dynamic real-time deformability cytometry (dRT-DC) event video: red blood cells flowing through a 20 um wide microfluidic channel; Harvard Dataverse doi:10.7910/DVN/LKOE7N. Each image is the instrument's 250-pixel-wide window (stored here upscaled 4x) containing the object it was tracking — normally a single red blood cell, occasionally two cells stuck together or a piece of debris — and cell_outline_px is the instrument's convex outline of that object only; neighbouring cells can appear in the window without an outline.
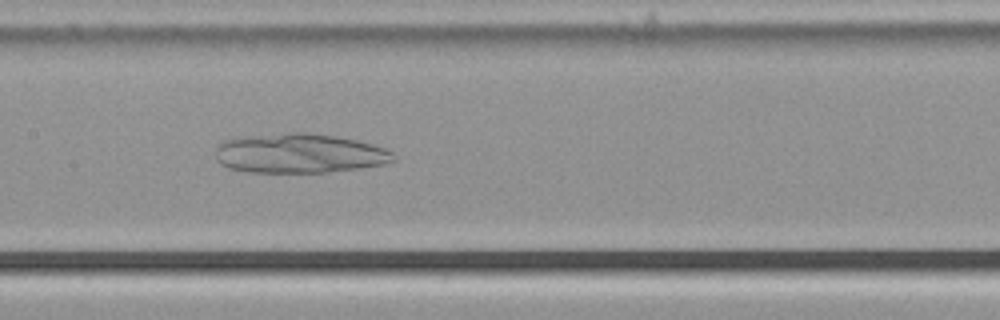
{"species": "common noctule bat (a hibernating species)", "species_latin": "Nyctalus noctula", "temperature_condition": "cold", "stored_images_in_passage": 54, "camera_frame_rate_fps": 3000, "um_per_image_px": 0.085, "animal": {"sex": "male", "body_mass_g": 21.5, "forearm_length_mm": 52.0}, "frame": {"image": 1, "passage_image": 27, "time_ms": 8.667, "image_size_px": [1000, 320], "cell_outline_px": [[396, 160], [388, 164], [360, 168], [328, 172], [248, 172], [228, 168], [220, 164], [216, 160], [216, 144], [224, 140], [236, 136], [288, 132], [304, 132], [336, 136], [356, 140], [388, 148], [392, 152]], "centroid_in_image_um": [25.42, 13.02], "position_along_channel_um": 182.0, "area_um2": 41.67}}
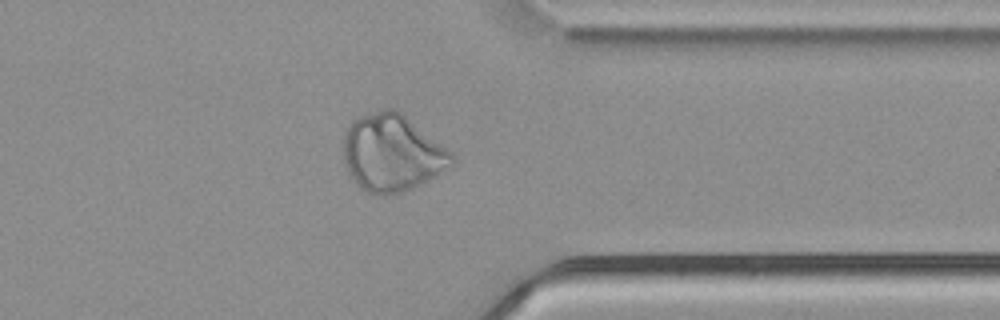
{"frame": {"image": 2, "passage_image": 43, "time_ms": 14.0, "image_size_px": [1000, 320], "cell_outline_px": [[456, 160], [452, 164], [436, 176], [404, 192], [384, 196], [376, 196], [360, 188], [348, 176], [344, 164], [344, 132], [352, 120], [360, 116], [384, 108], [396, 108], [452, 152]], "centroid_in_image_um": [33.29, 13.02], "position_along_channel_um": 378.1, "area_um2": 49.13}}
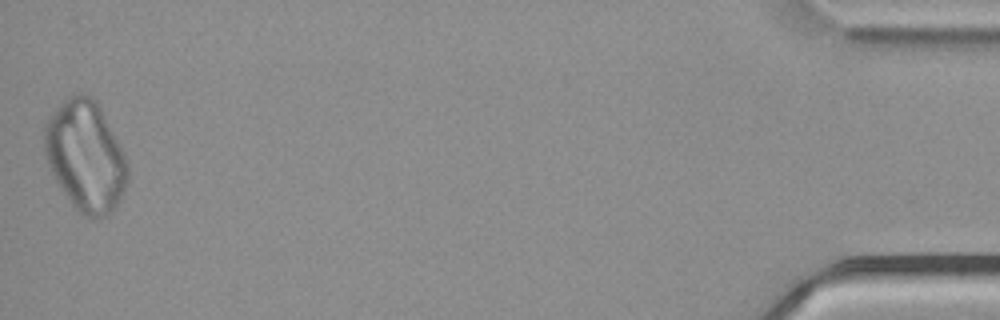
{"frame": {"image": 3, "passage_image": 54, "time_ms": 17.667, "image_size_px": [1000, 320], "cell_outline_px": [[128, 180], [124, 192], [116, 204], [104, 216], [96, 220], [84, 216], [72, 204], [56, 180], [52, 172], [44, 148], [44, 124], [48, 116], [64, 96], [76, 92], [84, 92], [92, 96], [100, 104], [128, 160]], "centroid_in_image_um": [7.28, 13.17], "position_along_channel_um": 427.9, "area_um2": 54.16}}